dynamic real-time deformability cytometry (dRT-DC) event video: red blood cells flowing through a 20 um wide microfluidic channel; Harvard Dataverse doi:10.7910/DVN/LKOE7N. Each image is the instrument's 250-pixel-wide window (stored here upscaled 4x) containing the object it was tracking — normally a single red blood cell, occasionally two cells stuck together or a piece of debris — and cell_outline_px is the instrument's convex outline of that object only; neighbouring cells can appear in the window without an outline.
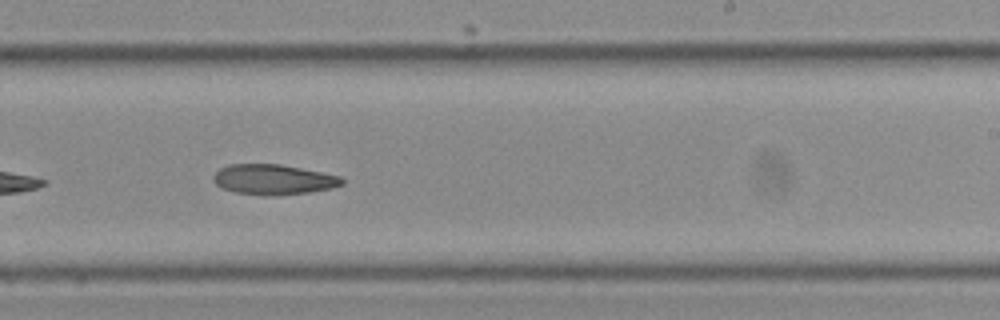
{"species": "Egyptian fruit bat (a non-hibernating species)", "species_latin": "Rousettus aegyptiacus", "temperature_condition": "cold", "stored_images_in_passage": 25, "camera_frame_rate_fps": 3000, "um_per_image_px": 0.085, "frame": {"image": 1, "passage_image": 15, "time_ms": 4.667, "image_size_px": [1000, 320], "cell_outline_px": [[344, 184], [332, 188], [308, 192], [236, 192], [220, 188], [212, 180], [212, 176], [220, 168], [228, 164], [280, 164], [340, 176], [344, 180]], "centroid_in_image_um": [23.21, 15.2], "position_along_channel_um": 265.8, "area_um2": 21.56}}